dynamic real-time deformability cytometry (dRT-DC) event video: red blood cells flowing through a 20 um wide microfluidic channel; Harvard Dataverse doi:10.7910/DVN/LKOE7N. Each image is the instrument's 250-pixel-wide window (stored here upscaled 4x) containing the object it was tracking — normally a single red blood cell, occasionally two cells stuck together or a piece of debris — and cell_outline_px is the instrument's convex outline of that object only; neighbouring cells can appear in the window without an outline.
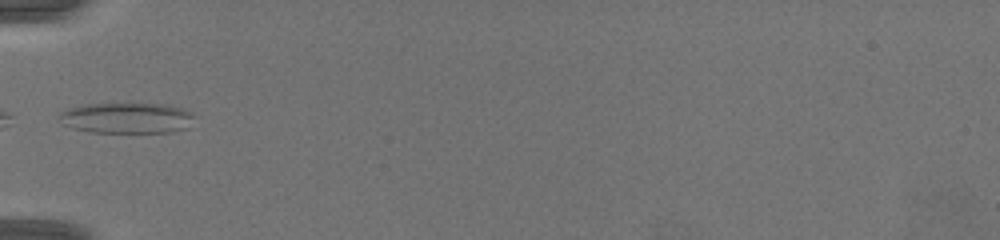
{"species": "common noctule bat (a hibernating species)", "species_latin": "Nyctalus noctula", "temperature_condition": "warm", "stored_images_in_passage": 5, "camera_frame_rate_fps": 3000, "um_per_image_px": 0.085, "animal": {"sex": "female", "body_mass_g": 19.5, "forearm_length_mm": 54.1}, "frame": {"image": 1, "passage_image": 1, "time_ms": 0.0, "image_size_px": [1000, 240], "cell_outline_px": [[192, 116], [188, 128], [172, 132], [88, 132], [72, 128], [64, 124], [56, 116], [60, 112], [68, 108], [84, 104], [164, 104], [180, 108], [188, 112]], "centroid_in_image_um": [10.69, 10.03], "position_along_channel_um": 74.3, "area_um2": 23.99}}